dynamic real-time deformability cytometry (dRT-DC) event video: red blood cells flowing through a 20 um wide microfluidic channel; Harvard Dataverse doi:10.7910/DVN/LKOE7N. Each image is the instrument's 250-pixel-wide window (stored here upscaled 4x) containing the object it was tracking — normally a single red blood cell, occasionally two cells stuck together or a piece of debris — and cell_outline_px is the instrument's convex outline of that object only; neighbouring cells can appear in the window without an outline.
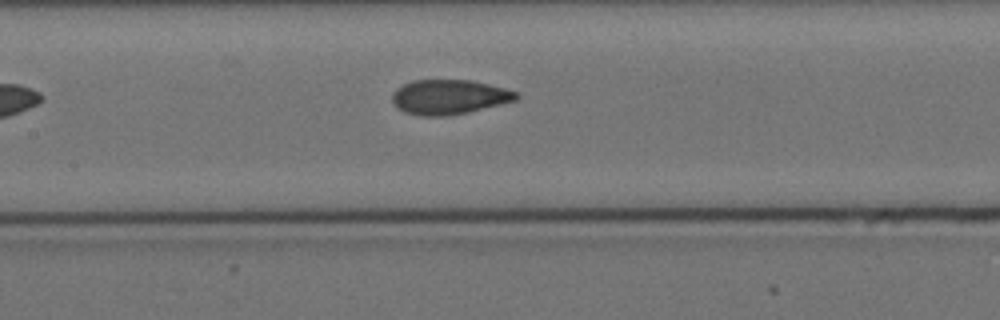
{"species": "Egyptian fruit bat (a non-hibernating species)", "species_latin": "Rousettus aegyptiacus", "temperature_condition": "cold", "stored_images_in_passage": 5, "camera_frame_rate_fps": 3000, "um_per_image_px": 0.085, "animal": {"sex": "female"}, "frame": {"image": 1, "passage_image": 5, "time_ms": 4.667, "image_size_px": [1000, 320], "cell_outline_px": [[520, 96], [516, 100], [468, 112], [444, 116], [424, 116], [404, 112], [396, 108], [392, 100], [392, 92], [396, 88], [412, 80], [472, 80], [504, 88], [516, 92]], "centroid_in_image_um": [38.13, 8.24], "position_along_channel_um": 169.3, "area_um2": 25.03}}